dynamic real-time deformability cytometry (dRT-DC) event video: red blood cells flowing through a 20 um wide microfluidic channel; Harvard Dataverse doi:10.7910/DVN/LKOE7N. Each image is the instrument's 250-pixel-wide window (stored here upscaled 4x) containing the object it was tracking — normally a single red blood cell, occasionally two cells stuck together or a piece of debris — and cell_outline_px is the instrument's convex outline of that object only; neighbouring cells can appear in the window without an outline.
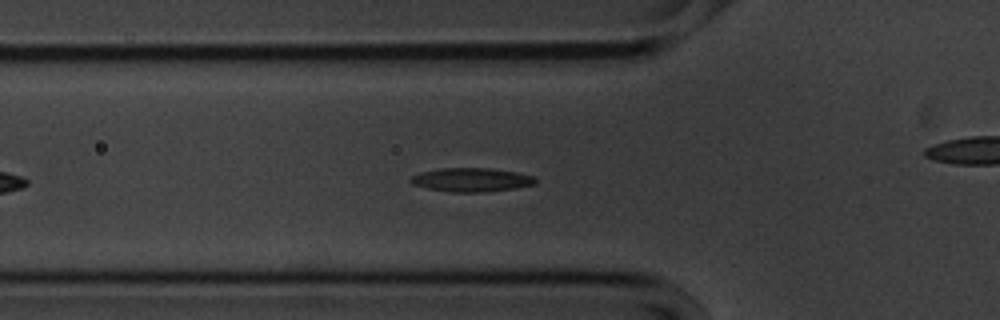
{"species": "common noctule bat (a hibernating species)", "species_latin": "Nyctalus noctula", "temperature_condition": "cold", "stored_images_in_passage": 48, "camera_frame_rate_fps": 3000, "um_per_image_px": 0.085, "animal": {"sex": "male", "body_mass_g": 20.1, "forearm_length_mm": 53.5}, "frame": {"image": 1, "passage_image": 10, "time_ms": 3.0, "image_size_px": [1000, 320], "cell_outline_px": [[536, 184], [516, 188], [484, 192], [452, 192], [428, 188], [412, 184], [408, 180], [412, 176], [420, 172], [440, 168], [492, 168], [516, 172], [536, 176]], "centroid_in_image_um": [40.09, 15.28], "position_along_channel_um": 85.7, "area_um2": 17.4}}
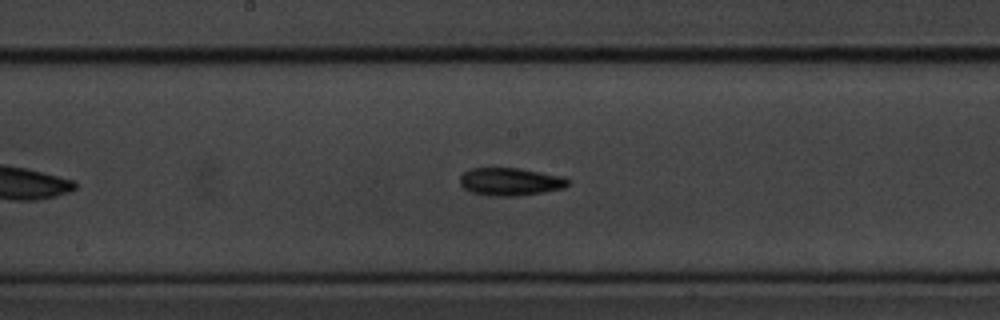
{"frame": {"image": 2, "passage_image": 20, "time_ms": 6.333, "image_size_px": [1000, 320], "cell_outline_px": [[568, 184], [564, 188], [544, 192], [516, 196], [492, 196], [472, 192], [464, 188], [460, 184], [460, 176], [464, 172], [472, 168], [520, 168], [564, 176], [568, 180]], "centroid_in_image_um": [43.38, 15.44], "position_along_channel_um": 204.8, "area_um2": 17.51}}
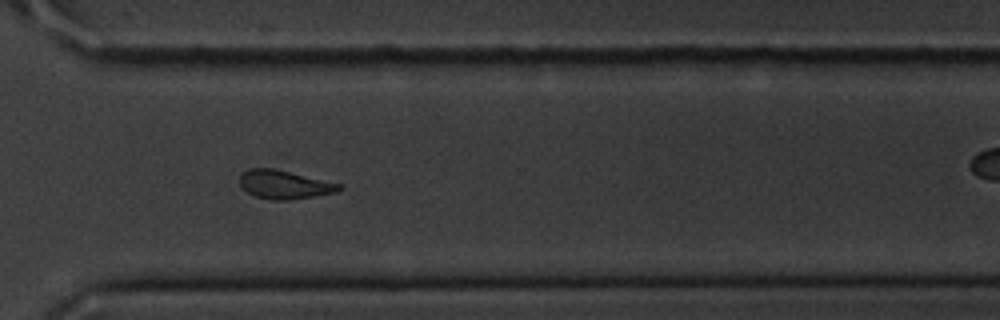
{"frame": {"image": 3, "passage_image": 32, "time_ms": 10.333, "image_size_px": [1000, 320], "cell_outline_px": [[344, 188], [336, 192], [288, 200], [272, 200], [256, 196], [248, 192], [240, 184], [240, 176], [244, 172], [252, 168], [272, 168], [340, 184]], "centroid_in_image_um": [24.17, 15.69], "position_along_channel_um": 346.4, "area_um2": 16.07}}